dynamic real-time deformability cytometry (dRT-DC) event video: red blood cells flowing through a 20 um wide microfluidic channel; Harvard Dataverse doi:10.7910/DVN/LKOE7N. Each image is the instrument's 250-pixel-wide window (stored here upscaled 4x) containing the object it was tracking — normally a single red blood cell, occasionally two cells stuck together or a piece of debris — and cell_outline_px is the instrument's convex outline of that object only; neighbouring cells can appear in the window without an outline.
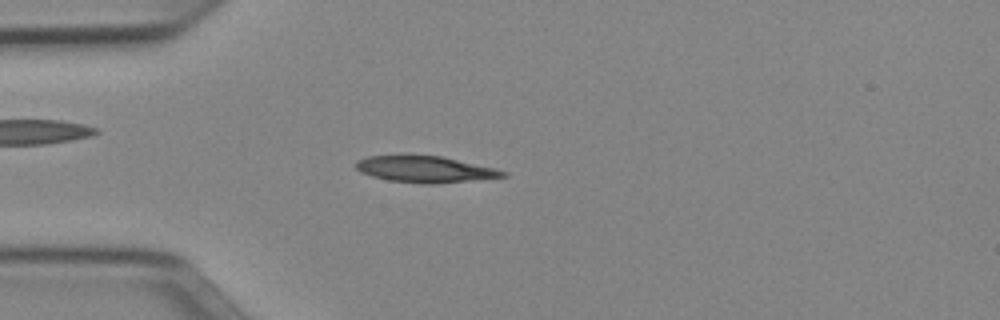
{"species": "Egyptian fruit bat (a non-hibernating species)", "species_latin": "Rousettus aegyptiacus", "temperature_condition": "cold", "stored_images_in_passage": 49, "camera_frame_rate_fps": 3000, "um_per_image_px": 0.085, "animal": {"sex": "female"}, "frame": {"image": 1, "passage_image": 12, "time_ms": 3.667, "image_size_px": [1000, 320], "cell_outline_px": [[508, 176], [432, 184], [424, 184], [388, 180], [372, 176], [360, 172], [356, 168], [356, 160], [368, 156], [408, 152], [444, 156], [496, 168], [508, 172]], "centroid_in_image_um": [36.08, 14.33], "position_along_channel_um": 48.9, "area_um2": 23.52}}
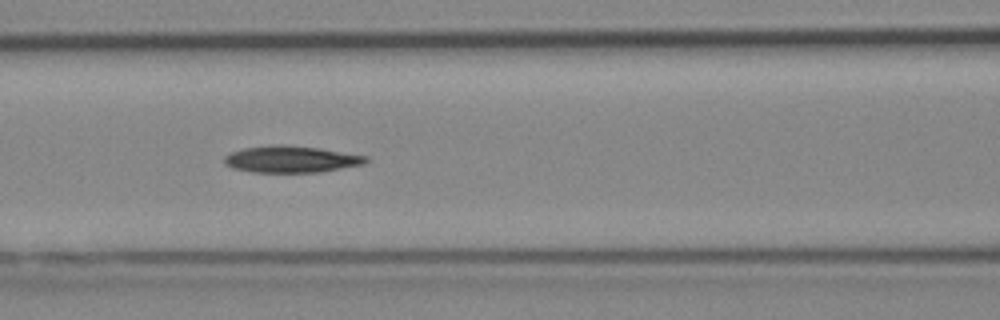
{"frame": {"image": 2, "passage_image": 20, "time_ms": 6.333, "image_size_px": [1000, 320], "cell_outline_px": [[368, 160], [364, 164], [320, 172], [252, 172], [232, 168], [224, 164], [224, 156], [232, 152], [244, 148], [280, 144], [320, 148], [368, 156]], "centroid_in_image_um": [24.74, 13.53], "position_along_channel_um": 141.9, "area_um2": 21.96}}
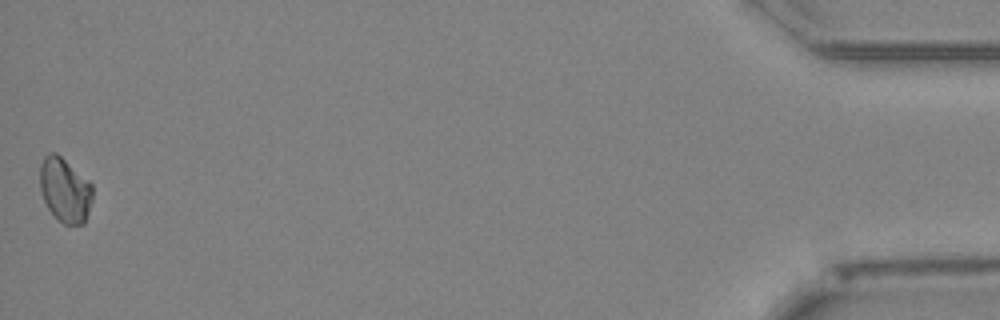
{"frame": {"image": 3, "passage_image": 49, "time_ms": 16.0, "image_size_px": [1000, 320], "cell_outline_px": [[92, 200], [84, 224], [64, 224], [48, 208], [44, 200], [40, 188], [40, 164], [44, 156], [48, 152], [56, 152], [88, 180], [92, 184]], "centroid_in_image_um": [5.51, 16.12], "position_along_channel_um": 429.7, "area_um2": 19.59}, "authors_computed_cell_mechanics": {"area_um2": 21.386, "velocity_mm_per_s": 3.9578, "shape_relaxation_time_tau1_ms": 7.8758, "shape_relaxation_time_tau2_ms": null, "deformation_change_tau1": 0.1457, "deformation_change_tau2": null}}